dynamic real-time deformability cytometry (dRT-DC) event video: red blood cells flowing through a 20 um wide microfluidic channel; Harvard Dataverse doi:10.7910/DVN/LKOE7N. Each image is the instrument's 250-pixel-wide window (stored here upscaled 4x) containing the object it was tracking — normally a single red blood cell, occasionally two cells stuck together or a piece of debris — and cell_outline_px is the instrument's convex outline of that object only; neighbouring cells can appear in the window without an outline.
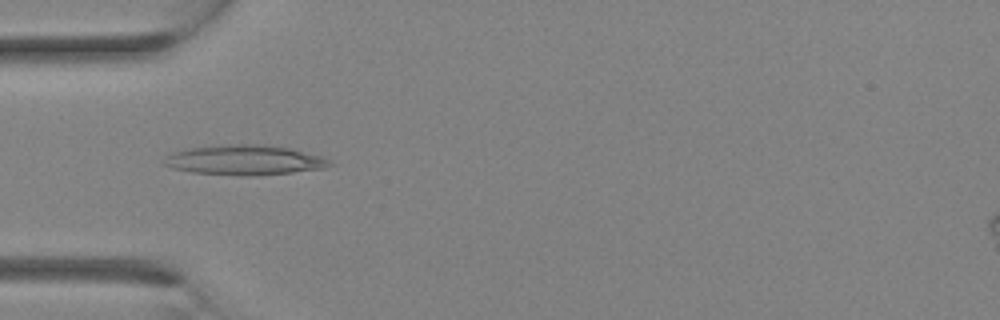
{"species": "Egyptian fruit bat (a non-hibernating species)", "species_latin": "Rousettus aegyptiacus", "temperature_condition": "room temperature", "stored_images_in_passage": 16, "camera_frame_rate_fps": 3000, "um_per_image_px": 0.085, "animal": {"sex": "female"}, "frame": {"image": 1, "passage_image": 9, "time_ms": 2.667, "image_size_px": [1000, 320], "cell_outline_px": [[336, 164], [324, 168], [292, 172], [252, 176], [244, 176], [192, 172], [172, 168], [160, 164], [164, 156], [172, 152], [188, 148], [232, 144], [264, 144], [292, 148], [320, 156]], "centroid_in_image_um": [20.75, 13.6], "position_along_channel_um": 64.3, "area_um2": 29.13}}
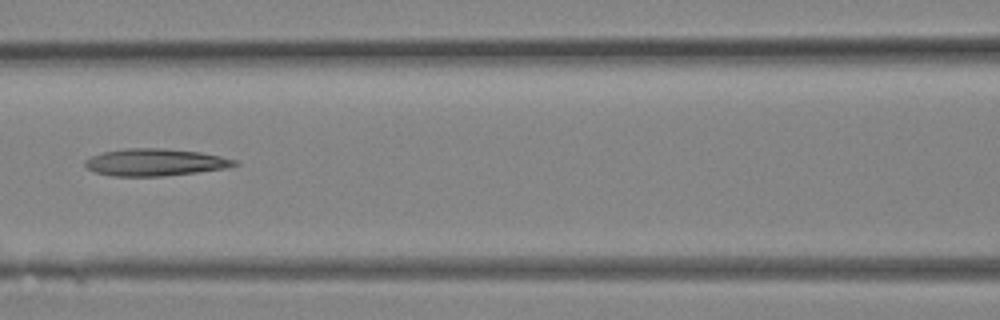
{"frame": {"image": 2, "passage_image": 13, "time_ms": 4.0, "image_size_px": [1000, 320], "cell_outline_px": [[240, 164], [228, 168], [196, 172], [160, 176], [112, 176], [96, 172], [88, 168], [84, 164], [84, 160], [92, 156], [104, 152], [124, 148], [164, 148], [200, 152], [240, 160]], "centroid_in_image_um": [13.23, 13.79], "position_along_channel_um": 153.4, "area_um2": 23.7}}
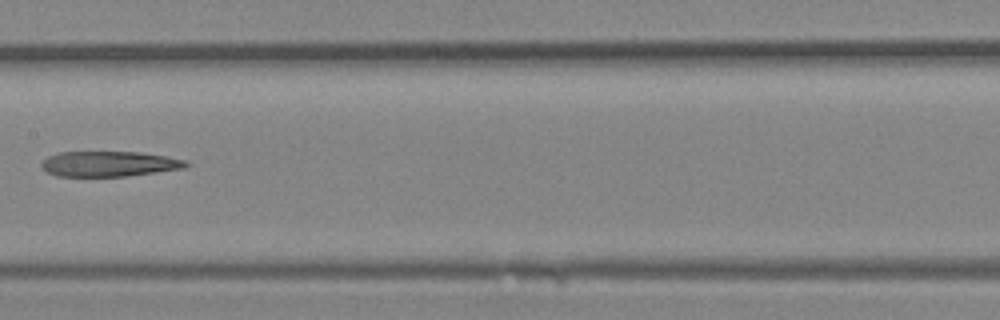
{"frame": {"image": 3, "passage_image": 15, "time_ms": 4.667, "image_size_px": [1000, 320], "cell_outline_px": [[188, 164], [184, 168], [128, 176], [56, 176], [40, 168], [40, 164], [48, 156], [56, 152], [140, 152], [168, 156], [188, 160]], "centroid_in_image_um": [9.27, 13.92], "position_along_channel_um": 198.1, "area_um2": 21.44}}